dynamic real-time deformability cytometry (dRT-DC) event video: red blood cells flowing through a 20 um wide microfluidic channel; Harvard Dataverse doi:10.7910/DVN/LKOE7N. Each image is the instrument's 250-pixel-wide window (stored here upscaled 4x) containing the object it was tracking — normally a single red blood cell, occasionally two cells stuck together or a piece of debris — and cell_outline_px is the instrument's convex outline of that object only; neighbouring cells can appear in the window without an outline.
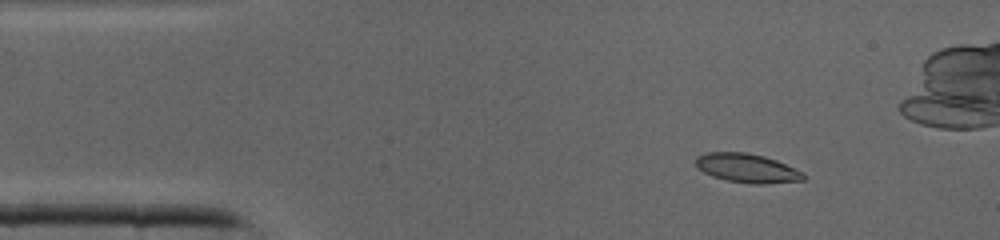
{"species": "common noctule bat (a hibernating species)", "species_latin": "Nyctalus noctula", "temperature_condition": "cold", "stored_images_in_passage": 43, "camera_frame_rate_fps": 3000, "um_per_image_px": 0.085, "animal": {"sex": "male", "body_mass_g": 19.0, "forearm_length_mm": 50.8}, "frame": {"image": 1, "passage_image": 6, "time_ms": 1.667, "image_size_px": [1000, 240], "cell_outline_px": [[804, 180], [764, 184], [752, 184], [728, 180], [712, 176], [696, 168], [696, 156], [704, 152], [748, 152], [764, 156], [776, 160], [804, 172]], "centroid_in_image_um": [63.48, 14.28], "position_along_channel_um": 21.5, "area_um2": 18.26}}
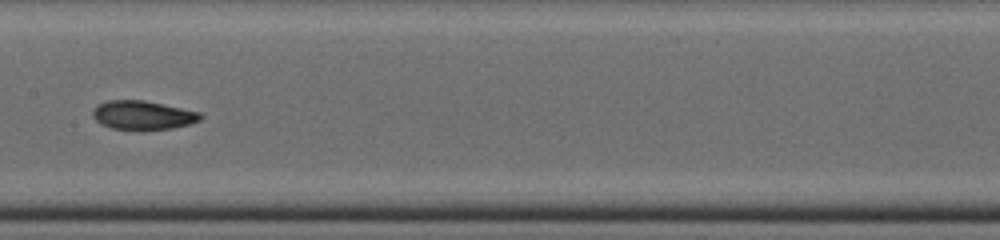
{"frame": {"image": 2, "passage_image": 21, "time_ms": 6.667, "image_size_px": [1000, 240], "cell_outline_px": [[204, 116], [200, 120], [188, 124], [172, 128], [144, 132], [140, 132], [112, 128], [100, 124], [92, 116], [92, 112], [96, 104], [108, 100], [140, 100], [200, 112]], "centroid_in_image_um": [12.09, 9.83], "position_along_channel_um": 195.3, "area_um2": 18.5}}
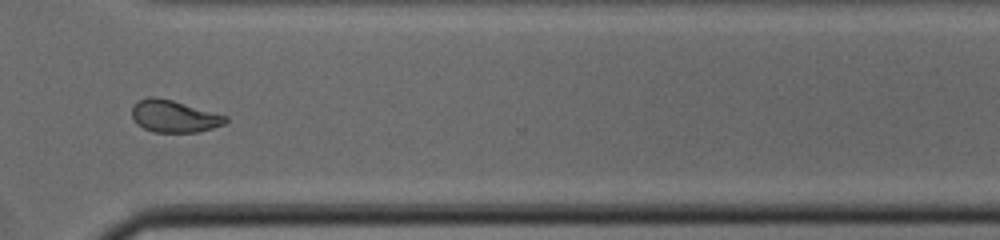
{"frame": {"image": 3, "passage_image": 31, "time_ms": 10.0, "image_size_px": [1000, 240], "cell_outline_px": [[228, 120], [224, 124], [200, 132], [152, 132], [136, 124], [132, 116], [132, 108], [140, 100], [148, 96], [156, 96], [172, 100], [228, 116]], "centroid_in_image_um": [14.8, 9.89], "position_along_channel_um": 355.8, "area_um2": 17.51}}